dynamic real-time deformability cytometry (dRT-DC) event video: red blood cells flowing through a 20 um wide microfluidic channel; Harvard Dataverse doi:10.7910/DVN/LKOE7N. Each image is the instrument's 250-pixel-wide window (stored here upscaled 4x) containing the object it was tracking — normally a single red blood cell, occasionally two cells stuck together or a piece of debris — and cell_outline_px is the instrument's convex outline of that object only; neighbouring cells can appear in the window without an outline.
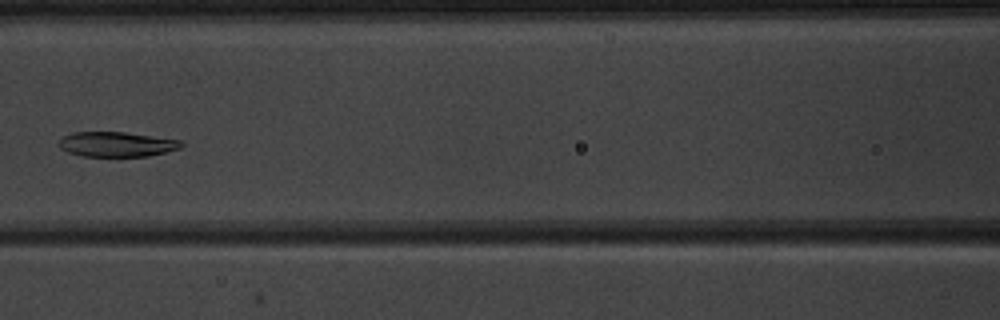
{"species": "common noctule bat (a hibernating species)", "species_latin": "Nyctalus noctula", "temperature_condition": "warm", "stored_images_in_passage": 8, "camera_frame_rate_fps": 3000, "um_per_image_px": 0.085, "animal": {"sex": "male", "body_mass_g": 20.1, "forearm_length_mm": 53.5}, "frame": {"image": 1, "passage_image": 7, "time_ms": 7.0, "image_size_px": [1000, 320], "cell_outline_px": [[184, 144], [180, 148], [148, 156], [80, 156], [68, 152], [60, 148], [56, 144], [64, 136], [72, 132], [124, 132], [184, 140]], "centroid_in_image_um": [9.92, 12.26], "position_along_channel_um": 156.7, "area_um2": 17.86}}
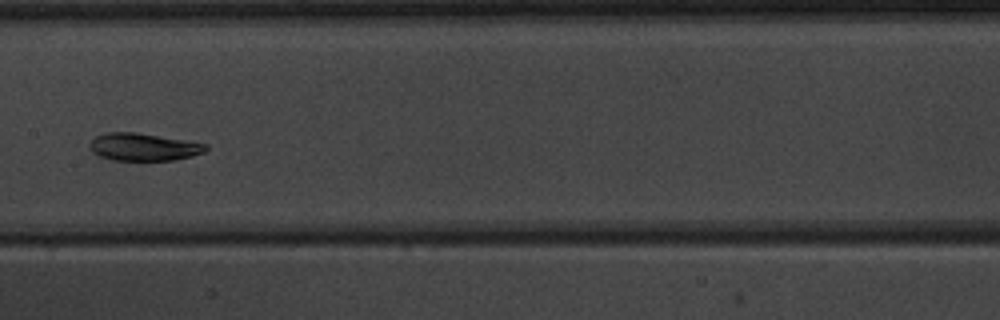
{"frame": {"image": 2, "passage_image": 8, "time_ms": 8.0, "image_size_px": [1000, 320], "cell_outline_px": [[208, 148], [204, 152], [192, 156], [176, 160], [112, 160], [100, 156], [92, 152], [88, 148], [88, 144], [96, 136], [104, 132], [136, 132], [188, 140], [208, 144]], "centroid_in_image_um": [12.2, 12.48], "position_along_channel_um": 195.2, "area_um2": 18.9}}